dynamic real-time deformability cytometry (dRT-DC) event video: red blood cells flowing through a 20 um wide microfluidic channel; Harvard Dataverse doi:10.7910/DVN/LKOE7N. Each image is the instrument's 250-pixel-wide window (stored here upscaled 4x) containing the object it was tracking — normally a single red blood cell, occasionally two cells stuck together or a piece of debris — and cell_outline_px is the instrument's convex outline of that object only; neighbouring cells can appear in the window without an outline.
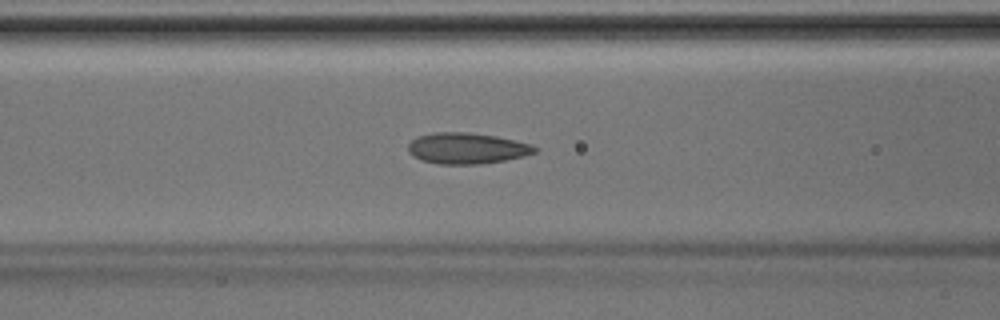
{"species": "Egyptian fruit bat (a non-hibernating species)", "species_latin": "Rousettus aegyptiacus", "temperature_condition": "room temperature", "stored_images_in_passage": 41, "camera_frame_rate_fps": 3000, "um_per_image_px": 0.085, "animal": {"sex": "male"}, "frame": {"image": 1, "passage_image": 17, "time_ms": 5.333, "image_size_px": [1000, 320], "cell_outline_px": [[536, 152], [524, 156], [504, 160], [480, 164], [436, 164], [420, 160], [412, 156], [408, 152], [408, 144], [416, 136], [436, 132], [468, 132], [496, 136], [532, 144], [536, 148]], "centroid_in_image_um": [39.64, 12.6], "position_along_channel_um": 127.0, "area_um2": 23.0}}
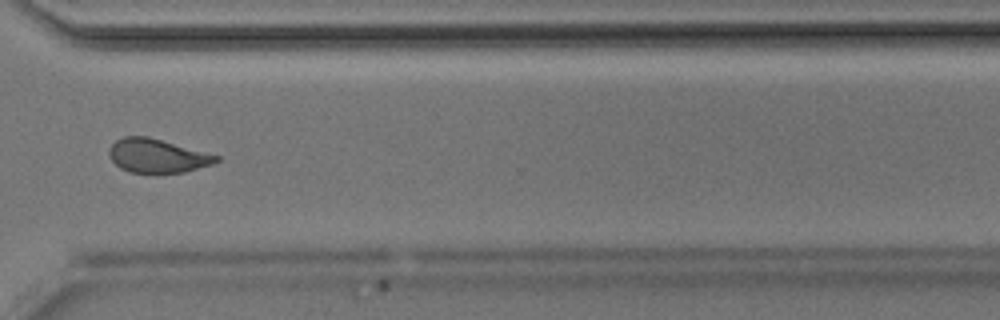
{"frame": {"image": 2, "passage_image": 32, "time_ms": 10.333, "image_size_px": [1000, 320], "cell_outline_px": [[220, 160], [212, 164], [184, 172], [156, 176], [128, 172], [120, 168], [108, 156], [108, 152], [112, 144], [116, 140], [124, 136], [148, 136], [220, 156]], "centroid_in_image_um": [13.34, 13.29], "position_along_channel_um": 357.3, "area_um2": 21.73}}
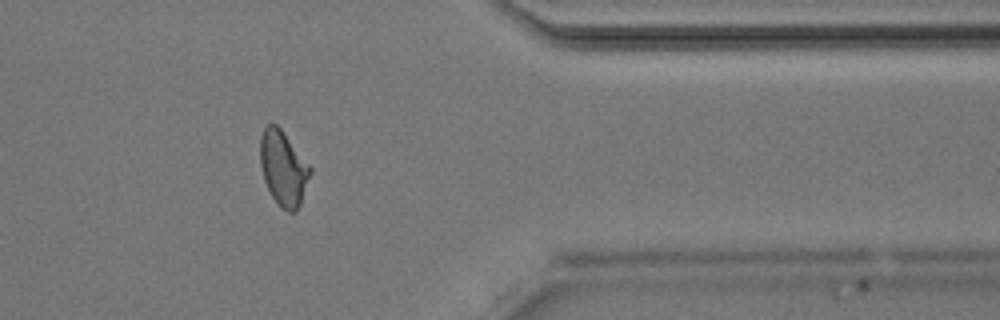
{"frame": {"image": 3, "passage_image": 35, "time_ms": 11.333, "image_size_px": [1000, 320], "cell_outline_px": [[312, 172], [300, 204], [296, 212], [288, 212], [280, 208], [272, 196], [264, 180], [260, 164], [260, 136], [264, 128], [268, 124], [276, 124], [280, 128], [312, 168]], "centroid_in_image_um": [24.08, 14.32], "position_along_channel_um": 387.3, "area_um2": 21.73}}